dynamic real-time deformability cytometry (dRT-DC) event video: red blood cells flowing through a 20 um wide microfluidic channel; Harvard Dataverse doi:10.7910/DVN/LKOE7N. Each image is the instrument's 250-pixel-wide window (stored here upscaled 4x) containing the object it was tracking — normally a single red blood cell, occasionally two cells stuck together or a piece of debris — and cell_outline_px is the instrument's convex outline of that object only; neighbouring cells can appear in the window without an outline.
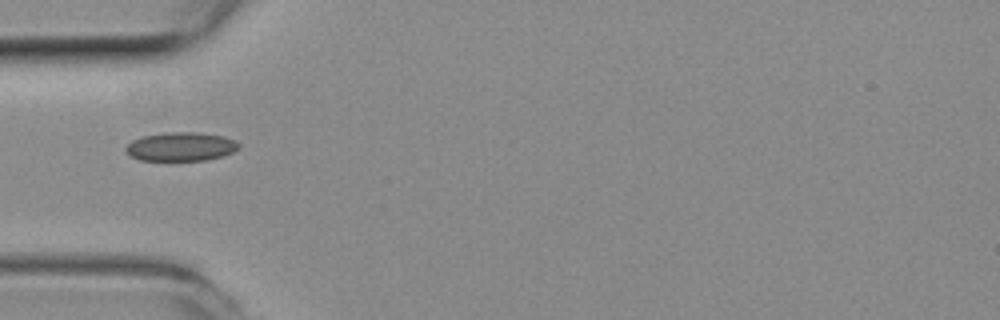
{"species": "common noctule bat (a hibernating species)", "species_latin": "Nyctalus noctula", "temperature_condition": "room temperature", "stored_images_in_passage": 22, "camera_frame_rate_fps": 3000, "um_per_image_px": 0.085, "animal": {"sex": "female", "body_mass_g": 19.3, "forearm_length_mm": 54.1}, "frame": {"image": 1, "passage_image": 1, "time_ms": 0.0, "image_size_px": [1000, 320], "cell_outline_px": [[240, 148], [224, 156], [208, 160], [140, 160], [132, 156], [124, 148], [132, 140], [144, 136], [168, 132], [196, 132], [224, 136], [236, 140], [240, 144]], "centroid_in_image_um": [15.43, 12.46], "position_along_channel_um": 69.6, "area_um2": 18.96}}